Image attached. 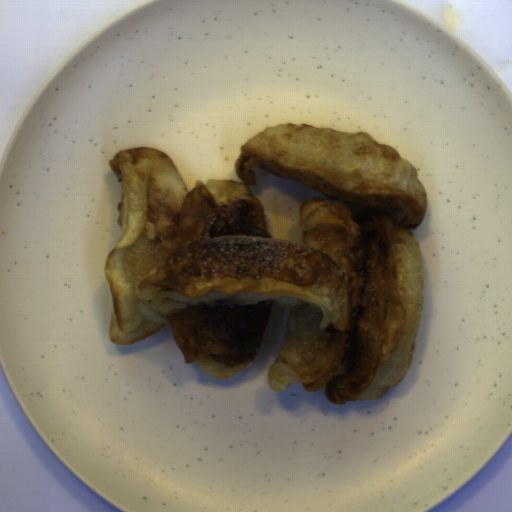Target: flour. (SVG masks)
I'll return each instance as SVG.
<instances>
[{
    "label": "flour",
    "instance_id": "obj_1",
    "mask_svg": "<svg viewBox=\"0 0 512 512\" xmlns=\"http://www.w3.org/2000/svg\"><path fill=\"white\" fill-rule=\"evenodd\" d=\"M109 167L122 185V229L104 264L114 345L171 326L185 364L228 380L257 359L276 304L289 310L267 374L272 392L325 386L328 401L344 406L401 385L424 309L423 256L410 229L428 199L394 148L367 132L290 122L241 145L233 169L243 182L199 179L189 190L170 156L144 146L118 151ZM252 168L405 216L313 197L300 207L303 244L274 239L249 189Z\"/></svg>",
    "mask_w": 512,
    "mask_h": 512
}]
</instances>
